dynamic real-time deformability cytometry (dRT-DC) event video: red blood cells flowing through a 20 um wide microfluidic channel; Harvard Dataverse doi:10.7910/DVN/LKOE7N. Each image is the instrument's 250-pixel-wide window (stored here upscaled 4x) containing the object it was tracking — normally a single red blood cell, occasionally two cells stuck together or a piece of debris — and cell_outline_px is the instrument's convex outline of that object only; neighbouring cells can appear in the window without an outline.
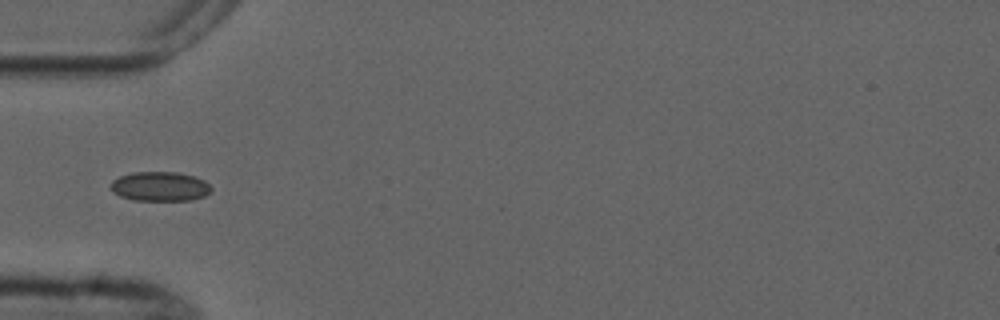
{"species": "common noctule bat (a hibernating species)", "species_latin": "Nyctalus noctula", "temperature_condition": "cold", "stored_images_in_passage": 4, "camera_frame_rate_fps": 3000, "um_per_image_px": 0.085, "animal": {"sex": "male", "forearm_length_mm": 52.5}, "frame": {"image": 1, "passage_image": 2, "time_ms": 1.333, "image_size_px": [1000, 320], "cell_outline_px": [[212, 188], [204, 196], [192, 200], [132, 200], [120, 196], [112, 192], [108, 188], [112, 180], [120, 176], [132, 172], [176, 172], [192, 176], [204, 180]], "centroid_in_image_um": [13.53, 15.85], "position_along_channel_um": 71.5, "area_um2": 17.28}}
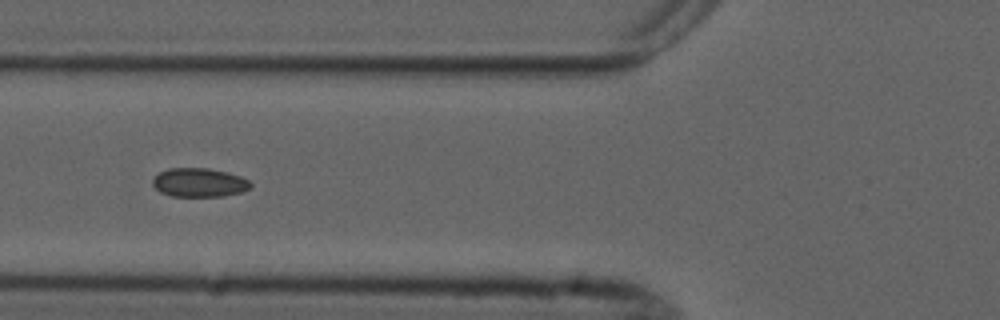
{"frame": {"image": 2, "passage_image": 3, "time_ms": 2.333, "image_size_px": [1000, 320], "cell_outline_px": [[252, 184], [244, 192], [224, 196], [172, 196], [160, 192], [152, 184], [152, 180], [160, 172], [168, 168], [208, 168], [228, 172], [240, 176], [248, 180]], "centroid_in_image_um": [16.94, 15.51], "position_along_channel_um": 108.9, "area_um2": 16.47}}
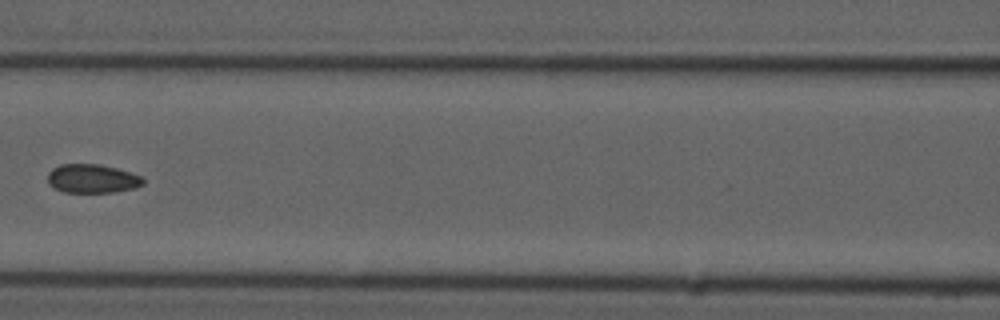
{"frame": {"image": 3, "passage_image": 4, "time_ms": 3.667, "image_size_px": [1000, 320], "cell_outline_px": [[144, 184], [136, 188], [116, 192], [64, 192], [48, 184], [48, 172], [52, 168], [60, 164], [100, 164], [116, 168], [140, 176], [144, 180]], "centroid_in_image_um": [7.83, 15.18], "position_along_channel_um": 158.8, "area_um2": 16.01}}